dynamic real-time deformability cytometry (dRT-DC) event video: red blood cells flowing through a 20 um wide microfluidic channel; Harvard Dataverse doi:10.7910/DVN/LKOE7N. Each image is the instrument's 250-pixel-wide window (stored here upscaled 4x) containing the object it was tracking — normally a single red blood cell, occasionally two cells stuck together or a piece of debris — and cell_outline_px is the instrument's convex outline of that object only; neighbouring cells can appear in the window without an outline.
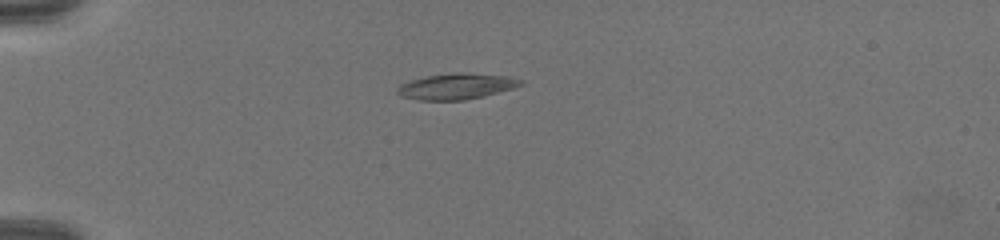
{"species": "common noctule bat (a hibernating species)", "species_latin": "Nyctalus noctula", "temperature_condition": "warm", "stored_images_in_passage": 50, "camera_frame_rate_fps": 3000, "um_per_image_px": 0.085, "animal": {"sex": "female", "body_mass_g": 19.5, "forearm_length_mm": 54.1}, "frame": {"image": 1, "passage_image": 1, "time_ms": 0.0, "image_size_px": [1000, 240], "cell_outline_px": [[524, 84], [516, 88], [484, 96], [464, 100], [416, 100], [400, 96], [396, 92], [396, 88], [400, 84], [412, 80], [428, 76], [452, 72], [464, 72], [508, 76], [524, 80]], "centroid_in_image_um": [38.83, 7.34], "position_along_channel_um": 46.2, "area_um2": 18.9}}
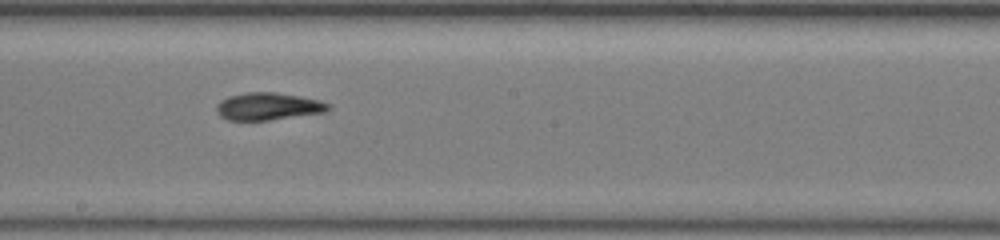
{"frame": {"image": 2, "passage_image": 22, "time_ms": 7.0, "image_size_px": [1000, 240], "cell_outline_px": [[332, 108], [328, 112], [268, 120], [228, 120], [220, 116], [216, 112], [216, 104], [220, 100], [228, 96], [248, 92], [276, 92], [300, 96], [320, 100], [332, 104]], "centroid_in_image_um": [22.83, 9.04], "position_along_channel_um": 225.4, "area_um2": 18.15}}
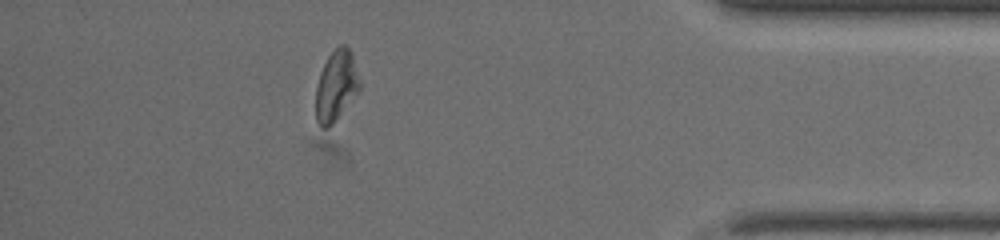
{"frame": {"image": 3, "passage_image": 43, "time_ms": 14.0, "image_size_px": [1000, 240], "cell_outline_px": [[360, 88], [332, 124], [328, 128], [320, 128], [316, 120], [316, 88], [320, 72], [328, 56], [340, 44], [344, 44], [348, 48], [352, 56], [360, 80]], "centroid_in_image_um": [28.55, 7.3], "position_along_channel_um": 406.7, "area_um2": 17.69}}